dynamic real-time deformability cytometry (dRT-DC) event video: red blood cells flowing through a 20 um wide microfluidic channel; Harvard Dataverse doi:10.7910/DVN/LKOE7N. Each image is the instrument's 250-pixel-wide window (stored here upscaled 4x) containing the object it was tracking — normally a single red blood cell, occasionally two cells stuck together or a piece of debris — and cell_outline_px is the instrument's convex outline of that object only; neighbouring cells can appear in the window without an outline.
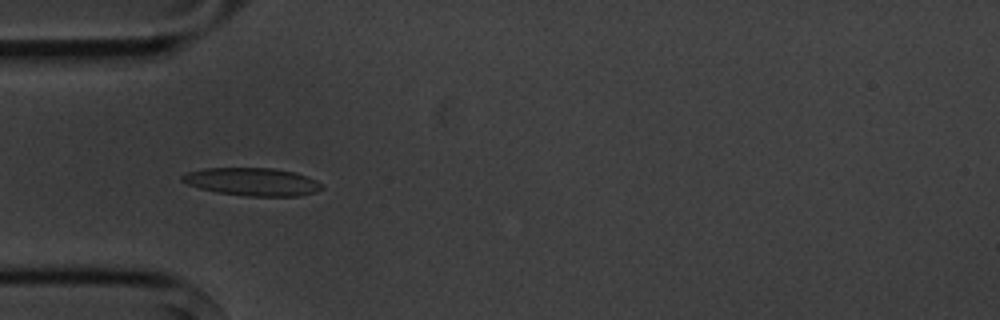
{"species": "common noctule bat (a hibernating species)", "species_latin": "Nyctalus noctula", "temperature_condition": "cold", "stored_images_in_passage": 5, "camera_frame_rate_fps": 3000, "um_per_image_px": 0.085, "animal": {"sex": "male", "body_mass_g": 20.1, "forearm_length_mm": 53.5}, "frame": {"image": 1, "passage_image": 4, "time_ms": 3.333, "image_size_px": [1000, 320], "cell_outline_px": [[324, 188], [316, 192], [300, 196], [248, 196], [216, 192], [200, 188], [188, 184], [180, 180], [180, 176], [188, 172], [204, 168], [272, 168], [292, 172], [308, 176], [316, 180]], "centroid_in_image_um": [21.45, 15.45], "position_along_channel_um": 63.6, "area_um2": 22.66}}
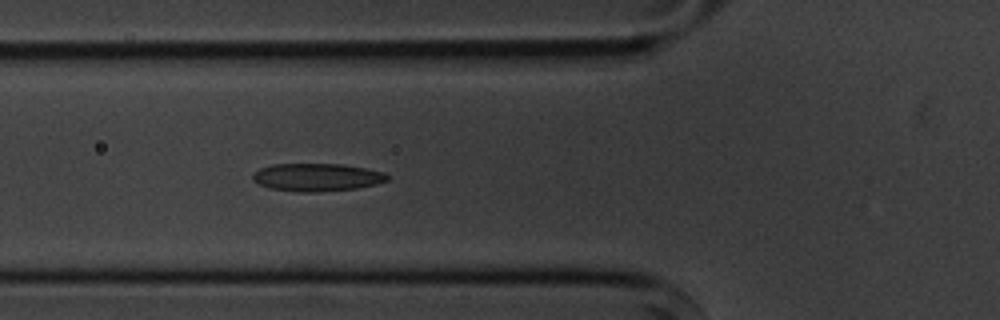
{"frame": {"image": 2, "passage_image": 5, "time_ms": 4.333, "image_size_px": [1000, 320], "cell_outline_px": [[388, 180], [376, 184], [356, 188], [320, 192], [296, 192], [268, 188], [252, 180], [252, 176], [260, 168], [272, 164], [340, 164], [364, 168], [384, 172], [388, 176]], "centroid_in_image_um": [26.91, 15.07], "position_along_channel_um": 98.9, "area_um2": 21.79}}